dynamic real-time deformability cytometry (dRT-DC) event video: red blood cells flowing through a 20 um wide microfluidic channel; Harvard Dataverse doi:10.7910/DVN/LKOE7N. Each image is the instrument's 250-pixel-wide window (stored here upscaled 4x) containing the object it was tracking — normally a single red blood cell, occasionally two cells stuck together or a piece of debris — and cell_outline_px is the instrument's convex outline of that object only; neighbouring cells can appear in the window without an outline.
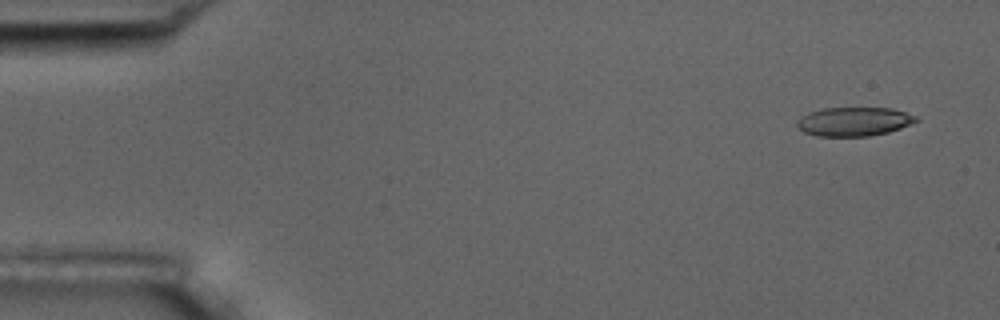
{"species": "common noctule bat (a hibernating species)", "species_latin": "Nyctalus noctula", "temperature_condition": "room temperature", "stored_images_in_passage": 4, "camera_frame_rate_fps": 3000, "um_per_image_px": 0.085, "animal": {"sex": "male", "body_mass_g": 17.5, "forearm_length_mm": 52.3}, "frame": {"image": 1, "passage_image": 1, "time_ms": 0.0, "image_size_px": [1000, 320], "cell_outline_px": [[920, 120], [900, 128], [888, 132], [868, 136], [816, 136], [804, 132], [796, 124], [796, 120], [812, 112], [824, 108], [892, 108], [916, 116]], "centroid_in_image_um": [72.61, 10.34], "position_along_channel_um": 12.4, "area_um2": 19.83}}
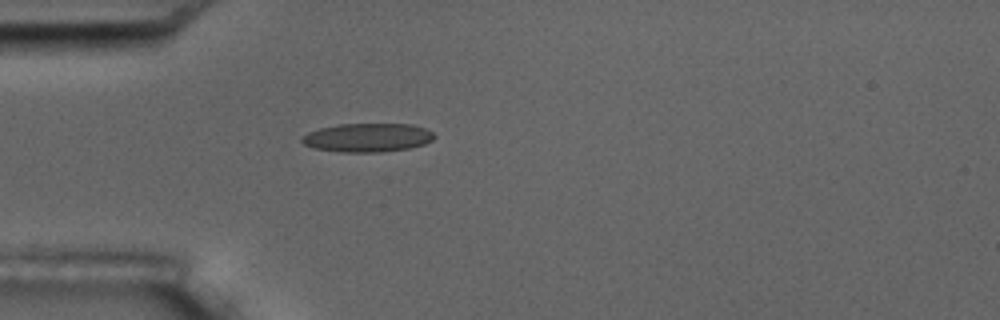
{"frame": {"image": 2, "passage_image": 4, "time_ms": 4.333, "image_size_px": [1000, 320], "cell_outline_px": [[436, 136], [432, 140], [424, 144], [408, 148], [380, 152], [340, 152], [312, 148], [304, 144], [300, 140], [300, 136], [308, 132], [320, 128], [340, 124], [412, 124], [424, 128], [432, 132]], "centroid_in_image_um": [31.2, 11.7], "position_along_channel_um": 53.8, "area_um2": 22.2}}